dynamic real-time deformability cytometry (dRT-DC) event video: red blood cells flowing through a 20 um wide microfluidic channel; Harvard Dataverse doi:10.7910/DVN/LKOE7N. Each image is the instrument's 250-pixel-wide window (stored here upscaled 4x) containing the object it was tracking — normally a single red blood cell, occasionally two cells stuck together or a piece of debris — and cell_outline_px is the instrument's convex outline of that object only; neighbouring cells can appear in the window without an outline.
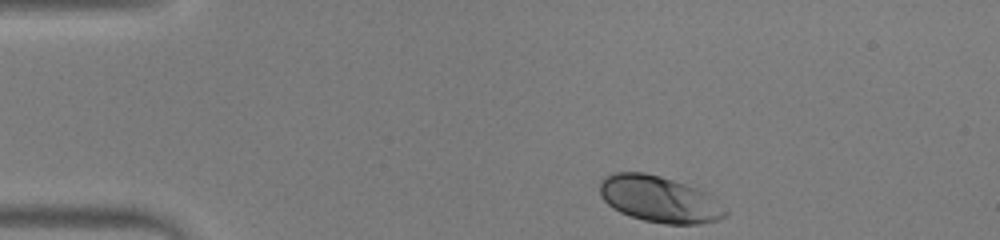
{"species": "human", "species_latin": "Homo sapiens", "temperature_condition": "warm", "stored_images_in_passage": 44, "camera_frame_rate_fps": 3000, "um_per_image_px": 0.085, "donor": {"sex": "male"}, "frame": {"image": 1, "passage_image": 1, "time_ms": 0.0, "image_size_px": [1000, 240], "cell_outline_px": [[728, 216], [720, 220], [700, 224], [664, 224], [644, 220], [620, 212], [612, 208], [600, 196], [600, 180], [604, 176], [616, 172], [644, 172], [660, 176], [696, 188], [704, 192], [728, 212]], "centroid_in_image_um": [56.01, 16.94], "position_along_channel_um": 29.0, "area_um2": 33.64}}
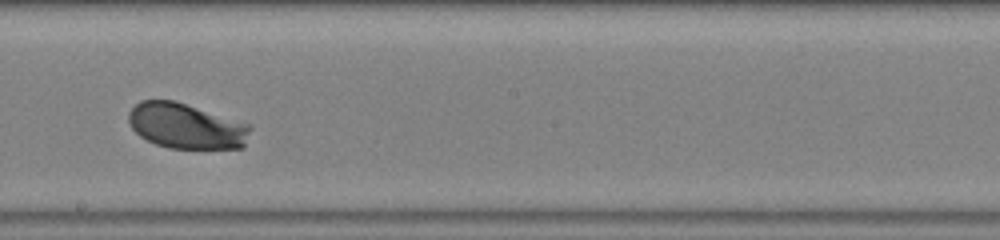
{"frame": {"image": 2, "passage_image": 22, "time_ms": 7.0, "image_size_px": [1000, 240], "cell_outline_px": [[252, 128], [244, 148], [168, 148], [156, 144], [140, 136], [132, 128], [128, 120], [128, 112], [140, 100], [176, 100], [248, 124]], "centroid_in_image_um": [15.82, 10.71], "position_along_channel_um": 232.4, "area_um2": 32.19}}
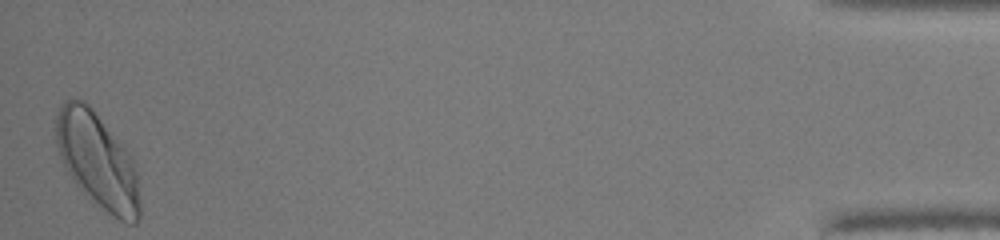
{"frame": {"image": 3, "passage_image": 44, "time_ms": 14.333, "image_size_px": [1000, 240], "cell_outline_px": [[140, 216], [136, 224], [128, 224], [112, 216], [84, 196], [68, 172], [60, 156], [56, 144], [56, 112], [60, 104], [64, 100], [84, 100], [92, 108], [132, 156], [136, 168], [140, 204]], "centroid_in_image_um": [8.29, 13.68], "position_along_channel_um": 426.9, "area_um2": 46.76}, "authors_computed_cell_mechanics": {"area_um2": 32.4836, "velocity_mm_per_s": 3.8736, "shape_relaxation_time_tau1_ms": 1.7324, "shape_relaxation_time_tau2_ms": null, "deformation_change_tau1": 0.136, "deformation_change_tau2": null}}